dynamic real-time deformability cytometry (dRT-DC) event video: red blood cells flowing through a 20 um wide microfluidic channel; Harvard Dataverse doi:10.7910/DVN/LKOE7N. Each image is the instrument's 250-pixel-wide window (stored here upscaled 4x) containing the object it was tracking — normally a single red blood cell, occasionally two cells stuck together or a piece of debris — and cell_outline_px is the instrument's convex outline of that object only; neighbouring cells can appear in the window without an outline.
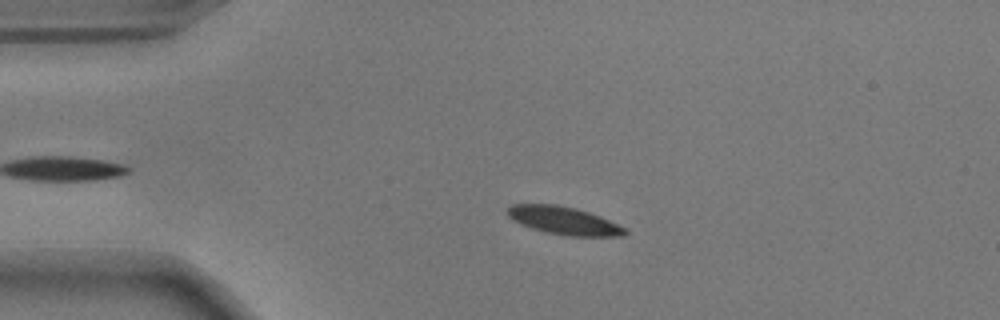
{"species": "common noctule bat (a hibernating species)", "species_latin": "Nyctalus noctula", "temperature_condition": "warm", "stored_images_in_passage": 47, "camera_frame_rate_fps": 3000, "um_per_image_px": 0.085, "animal": {"sex": "male", "body_mass_g": 17.9}, "frame": {"image": 1, "passage_image": 11, "time_ms": 3.333, "image_size_px": [1000, 320], "cell_outline_px": [[628, 232], [624, 236], [568, 236], [548, 232], [532, 228], [520, 224], [512, 220], [508, 216], [508, 208], [512, 204], [556, 204], [576, 208], [600, 216], [628, 228]], "centroid_in_image_um": [47.96, 18.75], "position_along_channel_um": 37.0, "area_um2": 19.13}}
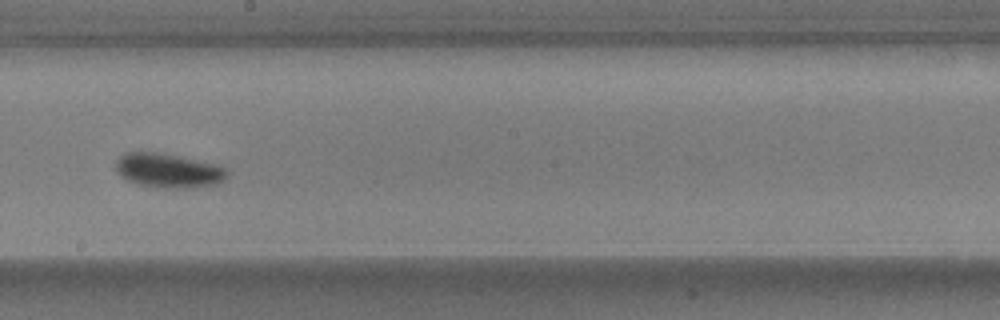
{"frame": {"image": 2, "passage_image": 30, "time_ms": 9.667, "image_size_px": [1000, 320], "cell_outline_px": [[228, 176], [224, 180], [216, 184], [188, 188], [172, 188], [140, 184], [128, 180], [116, 172], [116, 160], [124, 152], [156, 152], [216, 164], [228, 168]], "centroid_in_image_um": [14.33, 14.49], "position_along_channel_um": 233.9, "area_um2": 22.02}}
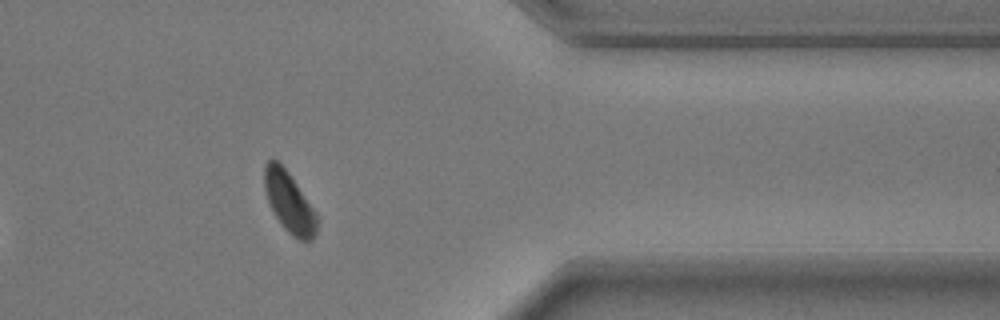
{"frame": {"image": 3, "passage_image": 44, "time_ms": 14.333, "image_size_px": [1000, 320], "cell_outline_px": [[316, 232], [312, 240], [300, 240], [292, 236], [280, 224], [268, 200], [264, 188], [264, 168], [268, 160], [272, 156], [288, 172], [316, 212]], "centroid_in_image_um": [24.56, 17.18], "position_along_channel_um": 386.8, "area_um2": 18.21}, "authors_computed_cell_mechanics": {"area_um2": 19.9988, "velocity_mm_per_s": 3.6424, "shape_relaxation_time_tau1_ms": 2.5337, "shape_relaxation_time_tau2_ms": 2.8651, "deformation_change_tau1": 0.1296, "deformation_change_tau2": 0.079}}